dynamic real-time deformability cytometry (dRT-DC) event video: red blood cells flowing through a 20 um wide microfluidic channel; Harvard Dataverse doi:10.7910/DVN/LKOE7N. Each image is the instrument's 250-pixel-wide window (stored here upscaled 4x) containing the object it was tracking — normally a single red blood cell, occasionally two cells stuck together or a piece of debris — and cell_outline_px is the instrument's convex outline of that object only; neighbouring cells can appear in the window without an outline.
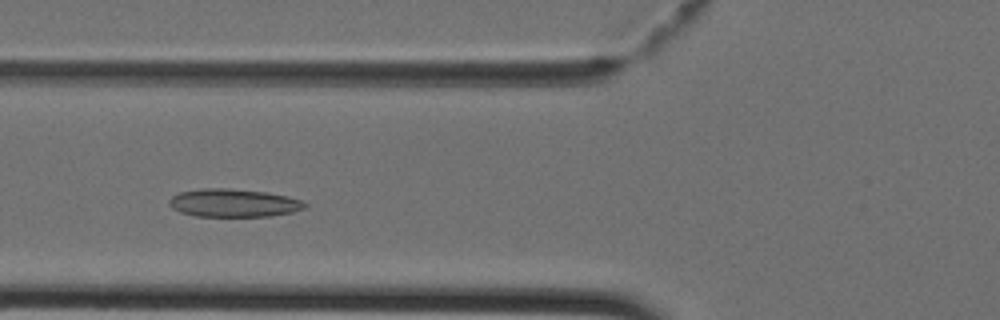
{"species": "Egyptian fruit bat (a non-hibernating species)", "species_latin": "Rousettus aegyptiacus", "temperature_condition": "cold", "stored_images_in_passage": 39, "camera_frame_rate_fps": 3000, "um_per_image_px": 0.085, "animal": {"sex": "female"}, "frame": {"image": 1, "passage_image": 12, "time_ms": 3.667, "image_size_px": [1000, 320], "cell_outline_px": [[308, 204], [304, 208], [292, 212], [268, 216], [196, 216], [180, 212], [172, 208], [168, 204], [168, 200], [172, 196], [180, 192], [200, 188], [228, 188], [268, 192], [288, 196], [304, 200]], "centroid_in_image_um": [19.86, 17.24], "position_along_channel_um": 105.9, "area_um2": 22.37}}
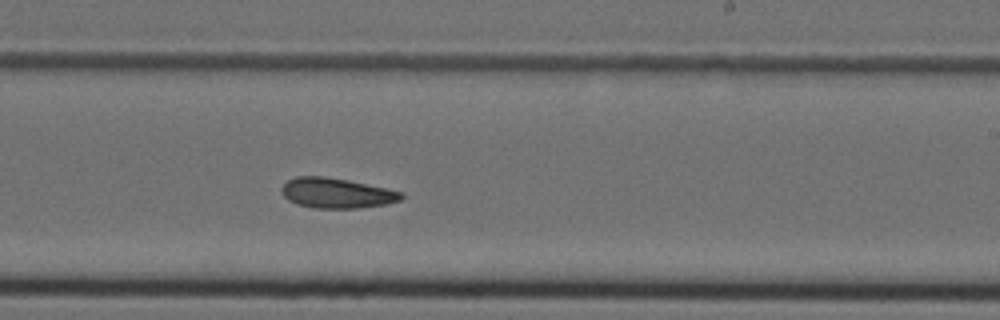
{"frame": {"image": 2, "passage_image": 22, "time_ms": 7.0, "image_size_px": [1000, 320], "cell_outline_px": [[404, 196], [400, 200], [384, 204], [360, 208], [312, 208], [296, 204], [288, 200], [284, 196], [280, 188], [288, 180], [296, 176], [324, 176], [348, 180], [388, 188], [404, 192]], "centroid_in_image_um": [28.61, 16.41], "position_along_channel_um": 260.4, "area_um2": 21.15}}
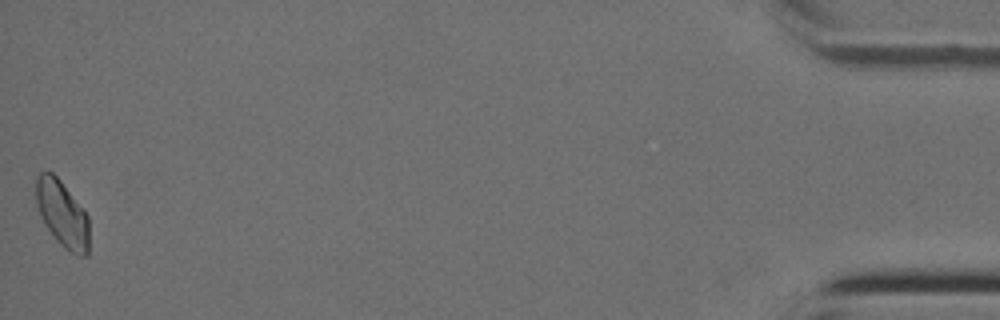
{"frame": {"image": 3, "passage_image": 39, "time_ms": 12.667, "image_size_px": [1000, 320], "cell_outline_px": [[88, 256], [76, 256], [64, 248], [56, 240], [44, 224], [40, 216], [36, 204], [36, 176], [40, 172], [52, 172], [60, 180], [88, 216]], "centroid_in_image_um": [5.28, 18.2], "position_along_channel_um": 429.9, "area_um2": 20.52}}